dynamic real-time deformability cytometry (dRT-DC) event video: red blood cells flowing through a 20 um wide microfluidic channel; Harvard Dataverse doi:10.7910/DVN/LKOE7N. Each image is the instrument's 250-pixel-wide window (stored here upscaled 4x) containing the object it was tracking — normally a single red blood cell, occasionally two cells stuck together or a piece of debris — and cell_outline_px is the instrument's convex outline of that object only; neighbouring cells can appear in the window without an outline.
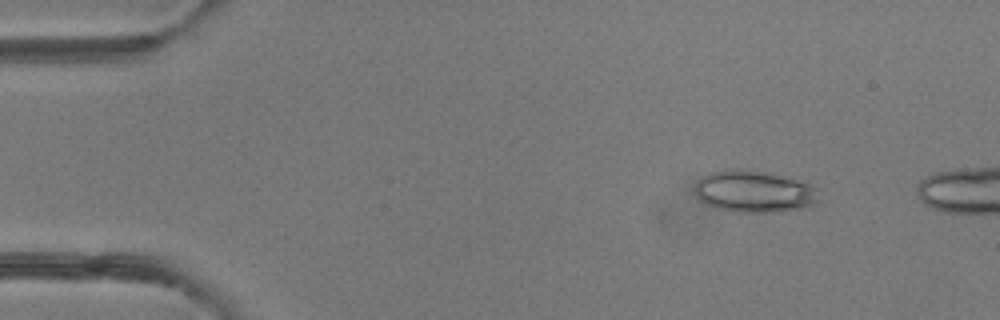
{"species": "common noctule bat (a hibernating species)", "species_latin": "Nyctalus noctula", "temperature_condition": "room temperature", "stored_images_in_passage": 10, "camera_frame_rate_fps": 3000, "um_per_image_px": 0.085, "animal": {"sex": "female"}, "frame": {"image": 1, "passage_image": 6, "time_ms": 1.667, "image_size_px": [1000, 320], "cell_outline_px": [[820, 200], [812, 204], [800, 208], [776, 212], [736, 212], [716, 208], [704, 204], [696, 196], [696, 184], [708, 172], [736, 168], [740, 168], [760, 172], [808, 184], [816, 188]], "centroid_in_image_um": [64.04, 16.3], "position_along_channel_um": 21.0, "area_um2": 29.65}}